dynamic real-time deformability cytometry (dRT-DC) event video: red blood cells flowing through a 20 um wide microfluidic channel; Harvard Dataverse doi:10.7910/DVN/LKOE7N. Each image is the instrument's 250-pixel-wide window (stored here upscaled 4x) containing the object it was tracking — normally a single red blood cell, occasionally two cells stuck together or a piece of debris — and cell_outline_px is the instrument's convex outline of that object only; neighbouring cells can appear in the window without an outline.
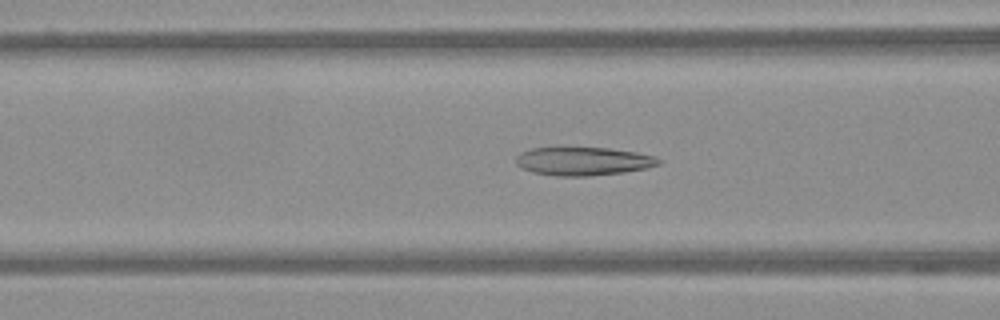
{"species": "Egyptian fruit bat (a non-hibernating species)", "species_latin": "Rousettus aegyptiacus", "temperature_condition": "warm", "stored_images_in_passage": 56, "camera_frame_rate_fps": 3000, "um_per_image_px": 0.085, "frame": {"image": 1, "passage_image": 22, "time_ms": 7.0, "image_size_px": [1000, 320], "cell_outline_px": [[664, 160], [660, 164], [648, 168], [624, 172], [588, 176], [556, 176], [532, 172], [516, 164], [516, 156], [520, 152], [532, 148], [608, 148], [636, 152], [652, 156]], "centroid_in_image_um": [49.59, 13.71], "position_along_channel_um": 117.0, "area_um2": 23.52}}
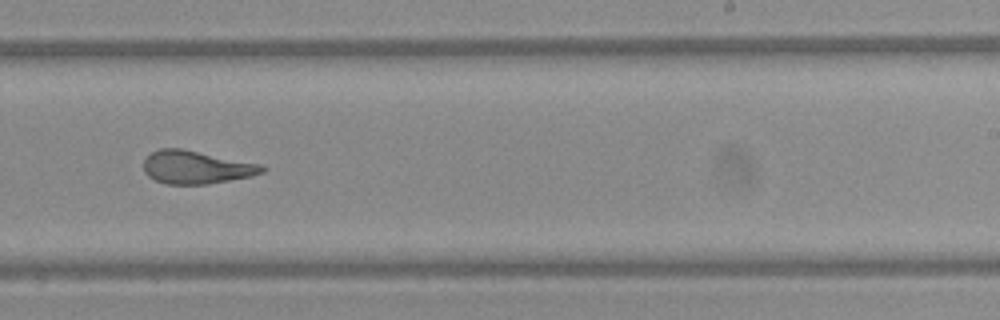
{"frame": {"image": 2, "passage_image": 35, "time_ms": 11.333, "image_size_px": [1000, 320], "cell_outline_px": [[264, 172], [252, 176], [208, 184], [168, 184], [156, 180], [148, 176], [144, 172], [144, 160], [152, 152], [160, 148], [184, 148], [260, 164], [264, 168]], "centroid_in_image_um": [16.67, 14.21], "position_along_channel_um": 272.3, "area_um2": 22.77}}
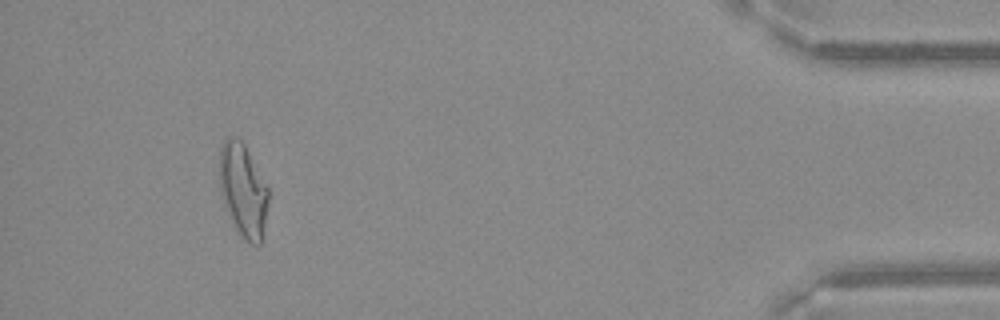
{"frame": {"image": 3, "passage_image": 52, "time_ms": 17.0, "image_size_px": [1000, 320], "cell_outline_px": [[268, 204], [260, 244], [252, 244], [244, 240], [224, 204], [220, 188], [220, 148], [224, 140], [232, 136], [236, 136], [244, 144], [268, 188]], "centroid_in_image_um": [20.66, 16.13], "position_along_channel_um": 414.5, "area_um2": 25.84}}